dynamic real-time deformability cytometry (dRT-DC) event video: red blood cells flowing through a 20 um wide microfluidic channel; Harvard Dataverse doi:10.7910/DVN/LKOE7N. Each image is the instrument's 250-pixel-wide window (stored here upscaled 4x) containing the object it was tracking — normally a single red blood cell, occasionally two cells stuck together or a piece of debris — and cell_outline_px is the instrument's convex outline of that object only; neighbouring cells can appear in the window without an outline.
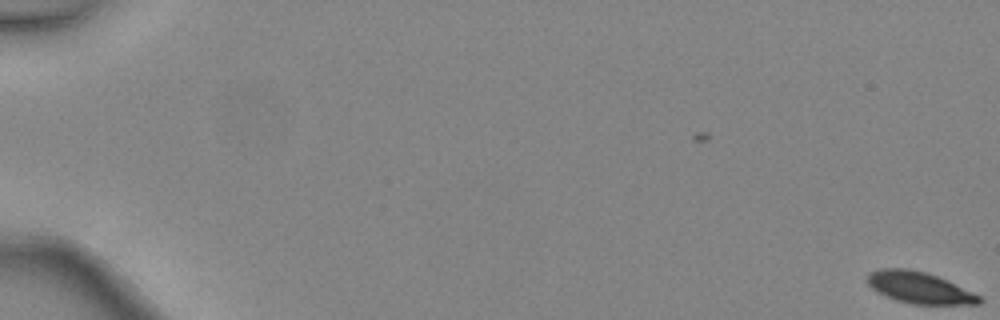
{"species": "common noctule bat (a hibernating species)", "species_latin": "Nyctalus noctula", "temperature_condition": "warm", "stored_images_in_passage": 5, "camera_frame_rate_fps": 3000, "um_per_image_px": 0.085, "animal": {"sex": "female", "body_mass_g": 24.6, "forearm_length_mm": 56.2}, "frame": {"image": 1, "passage_image": 1, "time_ms": 0.0, "image_size_px": [1000, 320], "cell_outline_px": [[984, 300], [980, 304], [912, 304], [896, 300], [872, 288], [868, 284], [868, 272], [880, 268], [908, 268], [924, 272], [948, 280], [980, 296]], "centroid_in_image_um": [78.16, 24.44], "position_along_channel_um": 6.8, "area_um2": 20.35}}